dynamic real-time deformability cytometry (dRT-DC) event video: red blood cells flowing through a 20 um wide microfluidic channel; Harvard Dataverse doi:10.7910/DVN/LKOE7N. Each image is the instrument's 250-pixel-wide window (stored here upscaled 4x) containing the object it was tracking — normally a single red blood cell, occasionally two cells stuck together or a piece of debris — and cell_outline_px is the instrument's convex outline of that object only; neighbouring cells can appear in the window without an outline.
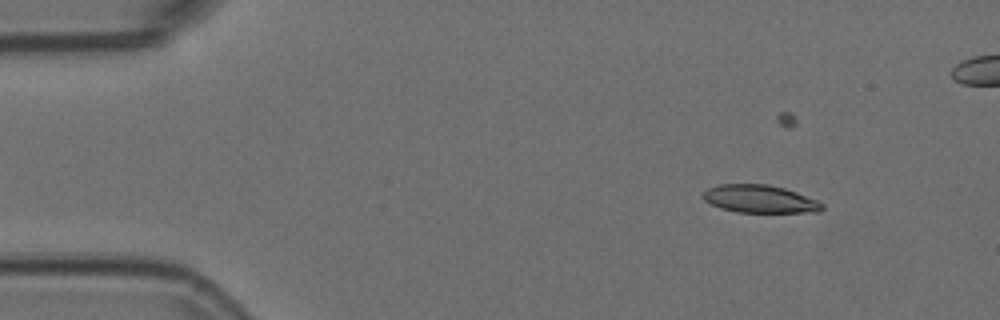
{"species": "Egyptian fruit bat (a non-hibernating species)", "species_latin": "Rousettus aegyptiacus", "temperature_condition": "room temperature", "stored_images_in_passage": 10, "camera_frame_rate_fps": 3000, "um_per_image_px": 0.085, "animal": {"sex": "female"}, "frame": {"image": 1, "passage_image": 2, "time_ms": 0.333, "image_size_px": [1000, 320], "cell_outline_px": [[824, 208], [820, 212], [736, 212], [720, 208], [704, 200], [700, 196], [708, 188], [720, 184], [768, 184], [784, 188], [796, 192], [816, 200], [824, 204]], "centroid_in_image_um": [64.57, 16.91], "position_along_channel_um": 20.4, "area_um2": 19.31}}
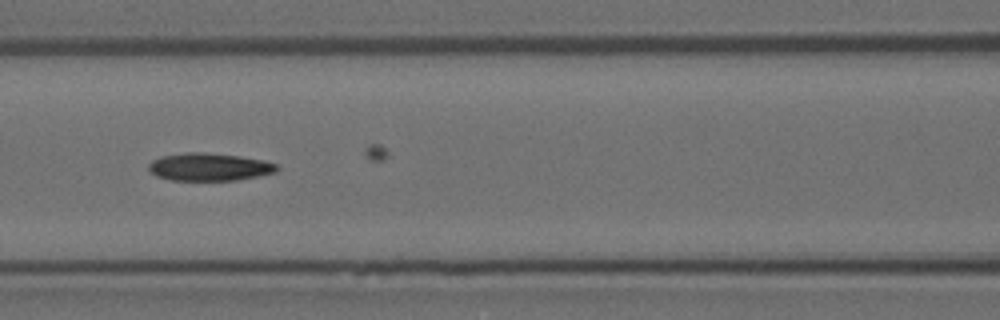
{"frame": {"image": 2, "passage_image": 7, "time_ms": 2.0, "image_size_px": [1000, 320], "cell_outline_px": [[280, 168], [276, 172], [236, 180], [172, 180], [156, 176], [148, 168], [148, 164], [152, 160], [160, 156], [188, 152], [204, 152], [236, 156], [264, 160], [276, 164]], "centroid_in_image_um": [17.77, 14.18], "position_along_channel_um": 148.8, "area_um2": 20.58}}
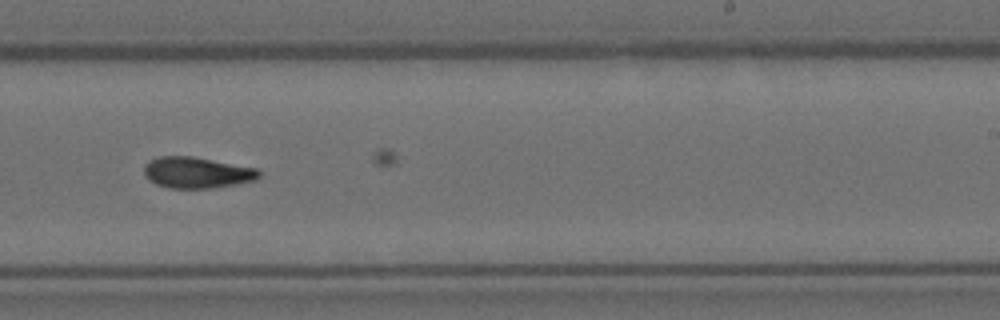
{"frame": {"image": 3, "passage_image": 10, "time_ms": 3.0, "image_size_px": [1000, 320], "cell_outline_px": [[260, 176], [256, 180], [236, 184], [212, 188], [168, 188], [156, 184], [148, 180], [144, 176], [144, 164], [160, 156], [192, 156], [256, 168], [260, 172]], "centroid_in_image_um": [16.71, 14.67], "position_along_channel_um": 272.3, "area_um2": 20.87}}